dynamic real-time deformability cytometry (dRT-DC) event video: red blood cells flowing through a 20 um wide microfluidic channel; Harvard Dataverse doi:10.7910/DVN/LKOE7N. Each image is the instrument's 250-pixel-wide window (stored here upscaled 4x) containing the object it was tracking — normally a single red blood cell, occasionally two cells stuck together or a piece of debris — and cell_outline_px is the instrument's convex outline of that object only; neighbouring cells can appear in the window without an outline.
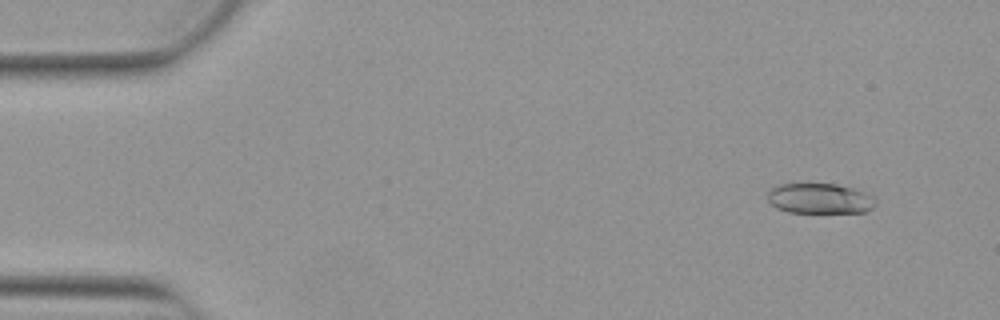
{"species": "Egyptian fruit bat (a non-hibernating species)", "species_latin": "Rousettus aegyptiacus", "temperature_condition": "warm", "stored_images_in_passage": 52, "camera_frame_rate_fps": 3000, "um_per_image_px": 0.085, "animal": {"sex": "female"}, "frame": {"image": 1, "passage_image": 5, "time_ms": 1.333, "image_size_px": [1000, 320], "cell_outline_px": [[876, 204], [872, 208], [864, 212], [788, 212], [776, 208], [768, 200], [768, 192], [772, 188], [780, 184], [836, 184], [852, 188], [864, 192], [872, 196], [876, 200]], "centroid_in_image_um": [69.68, 16.87], "position_along_channel_um": 15.3, "area_um2": 18.9}}
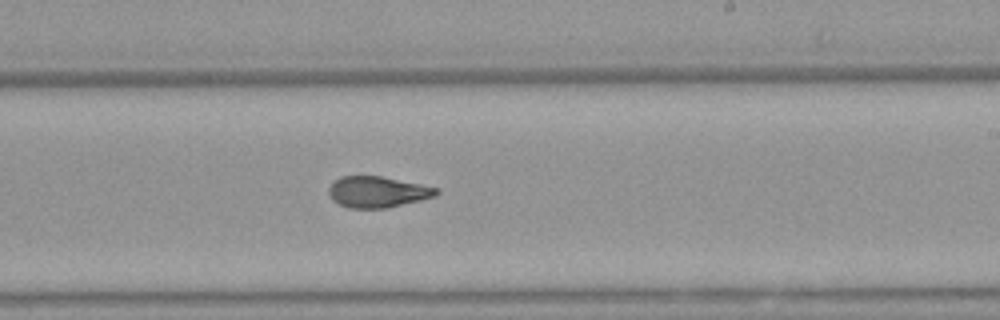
{"frame": {"image": 2, "passage_image": 32, "time_ms": 10.333, "image_size_px": [1000, 320], "cell_outline_px": [[440, 192], [436, 196], [420, 200], [384, 208], [348, 208], [332, 200], [328, 192], [328, 188], [340, 176], [380, 176], [420, 184], [436, 188]], "centroid_in_image_um": [32.06, 16.31], "position_along_channel_um": 256.9, "area_um2": 19.25}}
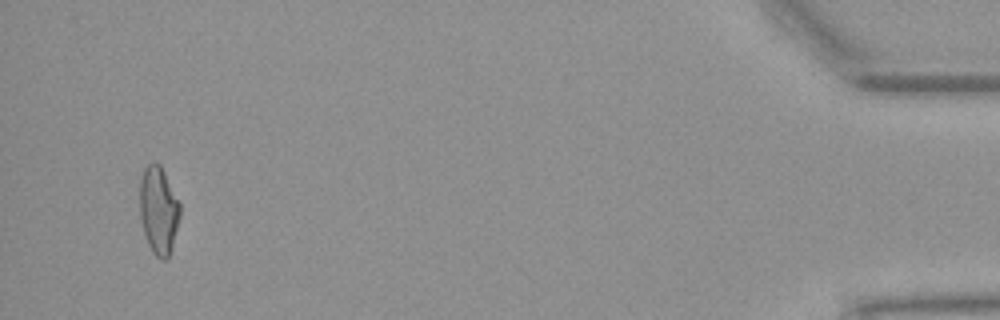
{"frame": {"image": 3, "passage_image": 51, "time_ms": 16.667, "image_size_px": [1000, 320], "cell_outline_px": [[180, 216], [168, 260], [160, 260], [152, 252], [148, 244], [144, 232], [140, 216], [140, 180], [144, 168], [148, 164], [160, 164], [180, 204]], "centroid_in_image_um": [13.47, 17.9], "position_along_channel_um": 421.7, "area_um2": 20.35}}